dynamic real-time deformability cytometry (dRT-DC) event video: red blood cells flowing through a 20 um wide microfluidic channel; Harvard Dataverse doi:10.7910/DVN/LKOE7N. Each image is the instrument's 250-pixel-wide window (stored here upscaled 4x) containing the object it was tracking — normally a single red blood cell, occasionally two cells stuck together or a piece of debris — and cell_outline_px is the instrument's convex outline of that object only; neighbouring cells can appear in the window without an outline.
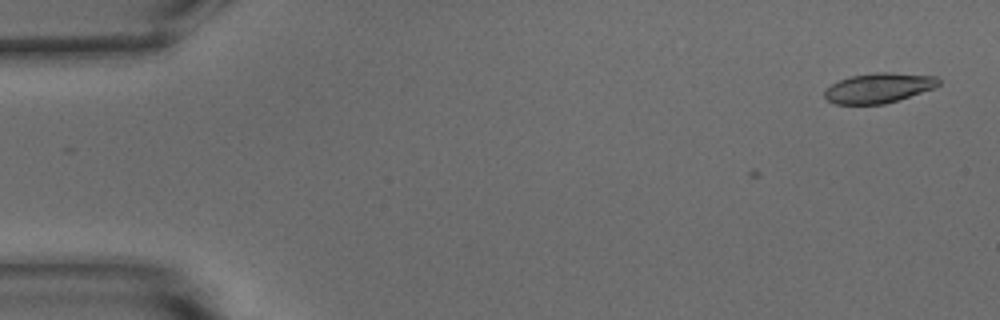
{"species": "common noctule bat (a hibernating species)", "species_latin": "Nyctalus noctula", "temperature_condition": "warm", "stored_images_in_passage": 6, "camera_frame_rate_fps": 3000, "um_per_image_px": 0.085, "animal": {"sex": "male", "body_mass_g": 15.6}, "frame": {"image": 1, "passage_image": 2, "time_ms": 0.333, "image_size_px": [1000, 320], "cell_outline_px": [[940, 84], [936, 88], [884, 104], [836, 104], [828, 100], [824, 96], [824, 92], [832, 84], [840, 80], [852, 76], [876, 72], [892, 72], [936, 76], [940, 80]], "centroid_in_image_um": [74.74, 7.47], "position_along_channel_um": 10.3, "area_um2": 19.83}}